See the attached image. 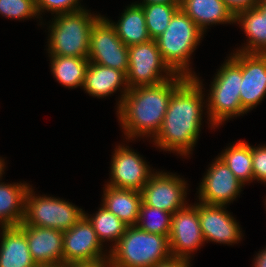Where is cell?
<instances>
[{"instance_id": "cell-6", "label": "cell", "mask_w": 266, "mask_h": 267, "mask_svg": "<svg viewBox=\"0 0 266 267\" xmlns=\"http://www.w3.org/2000/svg\"><path fill=\"white\" fill-rule=\"evenodd\" d=\"M241 83V67L230 57L217 72L211 84L210 97L207 101L211 126H217L232 116L246 112L240 102Z\"/></svg>"}, {"instance_id": "cell-18", "label": "cell", "mask_w": 266, "mask_h": 267, "mask_svg": "<svg viewBox=\"0 0 266 267\" xmlns=\"http://www.w3.org/2000/svg\"><path fill=\"white\" fill-rule=\"evenodd\" d=\"M121 85L126 87H124L125 90L122 92L123 94L121 95L118 108L129 91L126 74L117 69L89 62L82 86L89 95L104 98V96L114 93Z\"/></svg>"}, {"instance_id": "cell-35", "label": "cell", "mask_w": 266, "mask_h": 267, "mask_svg": "<svg viewBox=\"0 0 266 267\" xmlns=\"http://www.w3.org/2000/svg\"><path fill=\"white\" fill-rule=\"evenodd\" d=\"M189 264V259L171 256L169 259L157 263L154 267H190Z\"/></svg>"}, {"instance_id": "cell-14", "label": "cell", "mask_w": 266, "mask_h": 267, "mask_svg": "<svg viewBox=\"0 0 266 267\" xmlns=\"http://www.w3.org/2000/svg\"><path fill=\"white\" fill-rule=\"evenodd\" d=\"M215 160L202 180L199 199L204 204L226 206L237 197L244 184L222 159Z\"/></svg>"}, {"instance_id": "cell-29", "label": "cell", "mask_w": 266, "mask_h": 267, "mask_svg": "<svg viewBox=\"0 0 266 267\" xmlns=\"http://www.w3.org/2000/svg\"><path fill=\"white\" fill-rule=\"evenodd\" d=\"M153 215L156 218L146 220L147 217ZM172 214L155 207H150L141 202L139 217L136 226L141 230L149 233L167 236L169 238L171 228ZM148 221V222H147Z\"/></svg>"}, {"instance_id": "cell-26", "label": "cell", "mask_w": 266, "mask_h": 267, "mask_svg": "<svg viewBox=\"0 0 266 267\" xmlns=\"http://www.w3.org/2000/svg\"><path fill=\"white\" fill-rule=\"evenodd\" d=\"M219 158L226 163L235 177L243 184L254 180L252 147L246 142L240 141L232 147H228Z\"/></svg>"}, {"instance_id": "cell-34", "label": "cell", "mask_w": 266, "mask_h": 267, "mask_svg": "<svg viewBox=\"0 0 266 267\" xmlns=\"http://www.w3.org/2000/svg\"><path fill=\"white\" fill-rule=\"evenodd\" d=\"M62 267H112V265L109 258H107V260L104 258L100 260L69 263Z\"/></svg>"}, {"instance_id": "cell-25", "label": "cell", "mask_w": 266, "mask_h": 267, "mask_svg": "<svg viewBox=\"0 0 266 267\" xmlns=\"http://www.w3.org/2000/svg\"><path fill=\"white\" fill-rule=\"evenodd\" d=\"M51 71L62 85L75 88L83 86L88 58L51 56Z\"/></svg>"}, {"instance_id": "cell-8", "label": "cell", "mask_w": 266, "mask_h": 267, "mask_svg": "<svg viewBox=\"0 0 266 267\" xmlns=\"http://www.w3.org/2000/svg\"><path fill=\"white\" fill-rule=\"evenodd\" d=\"M128 57L126 80L129 89L159 84L175 75L163 61L156 40L128 46ZM162 70L166 72L165 76L160 73Z\"/></svg>"}, {"instance_id": "cell-13", "label": "cell", "mask_w": 266, "mask_h": 267, "mask_svg": "<svg viewBox=\"0 0 266 267\" xmlns=\"http://www.w3.org/2000/svg\"><path fill=\"white\" fill-rule=\"evenodd\" d=\"M101 246L92 224L84 216L69 230L63 231V265L109 258L104 257Z\"/></svg>"}, {"instance_id": "cell-10", "label": "cell", "mask_w": 266, "mask_h": 267, "mask_svg": "<svg viewBox=\"0 0 266 267\" xmlns=\"http://www.w3.org/2000/svg\"><path fill=\"white\" fill-rule=\"evenodd\" d=\"M231 58L241 67L240 102L247 112L266 94V54L236 52Z\"/></svg>"}, {"instance_id": "cell-21", "label": "cell", "mask_w": 266, "mask_h": 267, "mask_svg": "<svg viewBox=\"0 0 266 267\" xmlns=\"http://www.w3.org/2000/svg\"><path fill=\"white\" fill-rule=\"evenodd\" d=\"M103 205L111 213L122 220L127 226H135L138 221L141 191L132 189H118L106 185Z\"/></svg>"}, {"instance_id": "cell-20", "label": "cell", "mask_w": 266, "mask_h": 267, "mask_svg": "<svg viewBox=\"0 0 266 267\" xmlns=\"http://www.w3.org/2000/svg\"><path fill=\"white\" fill-rule=\"evenodd\" d=\"M180 9L204 32L207 25L234 22L223 0H181Z\"/></svg>"}, {"instance_id": "cell-38", "label": "cell", "mask_w": 266, "mask_h": 267, "mask_svg": "<svg viewBox=\"0 0 266 267\" xmlns=\"http://www.w3.org/2000/svg\"><path fill=\"white\" fill-rule=\"evenodd\" d=\"M262 14H266V4L262 1L259 0L257 5L255 6Z\"/></svg>"}, {"instance_id": "cell-33", "label": "cell", "mask_w": 266, "mask_h": 267, "mask_svg": "<svg viewBox=\"0 0 266 267\" xmlns=\"http://www.w3.org/2000/svg\"><path fill=\"white\" fill-rule=\"evenodd\" d=\"M228 9L235 16L241 11L255 7L259 0H223Z\"/></svg>"}, {"instance_id": "cell-3", "label": "cell", "mask_w": 266, "mask_h": 267, "mask_svg": "<svg viewBox=\"0 0 266 267\" xmlns=\"http://www.w3.org/2000/svg\"><path fill=\"white\" fill-rule=\"evenodd\" d=\"M112 267H154L171 257L169 238L127 226L120 240L109 251Z\"/></svg>"}, {"instance_id": "cell-2", "label": "cell", "mask_w": 266, "mask_h": 267, "mask_svg": "<svg viewBox=\"0 0 266 267\" xmlns=\"http://www.w3.org/2000/svg\"><path fill=\"white\" fill-rule=\"evenodd\" d=\"M188 77L175 74L159 84L139 86L126 93L117 110L128 139L159 132L172 93Z\"/></svg>"}, {"instance_id": "cell-15", "label": "cell", "mask_w": 266, "mask_h": 267, "mask_svg": "<svg viewBox=\"0 0 266 267\" xmlns=\"http://www.w3.org/2000/svg\"><path fill=\"white\" fill-rule=\"evenodd\" d=\"M128 147L119 145L111 164L110 187L141 191L152 173L150 167L139 154Z\"/></svg>"}, {"instance_id": "cell-27", "label": "cell", "mask_w": 266, "mask_h": 267, "mask_svg": "<svg viewBox=\"0 0 266 267\" xmlns=\"http://www.w3.org/2000/svg\"><path fill=\"white\" fill-rule=\"evenodd\" d=\"M85 217L92 224L98 239L104 242L106 239L115 241L116 244L126 231L127 225L117 216L111 213L106 207H101L98 213L89 218Z\"/></svg>"}, {"instance_id": "cell-12", "label": "cell", "mask_w": 266, "mask_h": 267, "mask_svg": "<svg viewBox=\"0 0 266 267\" xmlns=\"http://www.w3.org/2000/svg\"><path fill=\"white\" fill-rule=\"evenodd\" d=\"M204 238L201 232L197 204L190 205L172 214L169 246L172 257L190 259V252L195 251Z\"/></svg>"}, {"instance_id": "cell-30", "label": "cell", "mask_w": 266, "mask_h": 267, "mask_svg": "<svg viewBox=\"0 0 266 267\" xmlns=\"http://www.w3.org/2000/svg\"><path fill=\"white\" fill-rule=\"evenodd\" d=\"M0 13L12 19L36 17V0H0Z\"/></svg>"}, {"instance_id": "cell-16", "label": "cell", "mask_w": 266, "mask_h": 267, "mask_svg": "<svg viewBox=\"0 0 266 267\" xmlns=\"http://www.w3.org/2000/svg\"><path fill=\"white\" fill-rule=\"evenodd\" d=\"M25 233L30 255L36 264L63 266V231L20 224Z\"/></svg>"}, {"instance_id": "cell-31", "label": "cell", "mask_w": 266, "mask_h": 267, "mask_svg": "<svg viewBox=\"0 0 266 267\" xmlns=\"http://www.w3.org/2000/svg\"><path fill=\"white\" fill-rule=\"evenodd\" d=\"M78 5V0H36L38 14L44 9L55 12L56 15L82 10Z\"/></svg>"}, {"instance_id": "cell-5", "label": "cell", "mask_w": 266, "mask_h": 267, "mask_svg": "<svg viewBox=\"0 0 266 267\" xmlns=\"http://www.w3.org/2000/svg\"><path fill=\"white\" fill-rule=\"evenodd\" d=\"M100 17L92 16L85 9L58 14L50 25L51 56L88 58L92 26Z\"/></svg>"}, {"instance_id": "cell-36", "label": "cell", "mask_w": 266, "mask_h": 267, "mask_svg": "<svg viewBox=\"0 0 266 267\" xmlns=\"http://www.w3.org/2000/svg\"><path fill=\"white\" fill-rule=\"evenodd\" d=\"M144 2L138 5H152V4H181V0H143Z\"/></svg>"}, {"instance_id": "cell-22", "label": "cell", "mask_w": 266, "mask_h": 267, "mask_svg": "<svg viewBox=\"0 0 266 267\" xmlns=\"http://www.w3.org/2000/svg\"><path fill=\"white\" fill-rule=\"evenodd\" d=\"M0 183V224L2 227L18 226L25 214V198L29 185Z\"/></svg>"}, {"instance_id": "cell-19", "label": "cell", "mask_w": 266, "mask_h": 267, "mask_svg": "<svg viewBox=\"0 0 266 267\" xmlns=\"http://www.w3.org/2000/svg\"><path fill=\"white\" fill-rule=\"evenodd\" d=\"M1 229L0 267H34L25 233L18 226Z\"/></svg>"}, {"instance_id": "cell-37", "label": "cell", "mask_w": 266, "mask_h": 267, "mask_svg": "<svg viewBox=\"0 0 266 267\" xmlns=\"http://www.w3.org/2000/svg\"><path fill=\"white\" fill-rule=\"evenodd\" d=\"M254 261L255 267H266V248L257 254Z\"/></svg>"}, {"instance_id": "cell-9", "label": "cell", "mask_w": 266, "mask_h": 267, "mask_svg": "<svg viewBox=\"0 0 266 267\" xmlns=\"http://www.w3.org/2000/svg\"><path fill=\"white\" fill-rule=\"evenodd\" d=\"M111 21L100 17L92 26L89 44V62L120 70L129 68L128 46L117 36Z\"/></svg>"}, {"instance_id": "cell-17", "label": "cell", "mask_w": 266, "mask_h": 267, "mask_svg": "<svg viewBox=\"0 0 266 267\" xmlns=\"http://www.w3.org/2000/svg\"><path fill=\"white\" fill-rule=\"evenodd\" d=\"M197 211L204 241L232 245L241 239L239 225L224 206L199 203Z\"/></svg>"}, {"instance_id": "cell-11", "label": "cell", "mask_w": 266, "mask_h": 267, "mask_svg": "<svg viewBox=\"0 0 266 267\" xmlns=\"http://www.w3.org/2000/svg\"><path fill=\"white\" fill-rule=\"evenodd\" d=\"M186 183L178 176L154 173L141 190L142 202L174 214L185 208Z\"/></svg>"}, {"instance_id": "cell-28", "label": "cell", "mask_w": 266, "mask_h": 267, "mask_svg": "<svg viewBox=\"0 0 266 267\" xmlns=\"http://www.w3.org/2000/svg\"><path fill=\"white\" fill-rule=\"evenodd\" d=\"M142 6L147 31L152 40L159 37L168 27L180 4H152Z\"/></svg>"}, {"instance_id": "cell-7", "label": "cell", "mask_w": 266, "mask_h": 267, "mask_svg": "<svg viewBox=\"0 0 266 267\" xmlns=\"http://www.w3.org/2000/svg\"><path fill=\"white\" fill-rule=\"evenodd\" d=\"M30 189L26 194L25 214L21 224L66 231L85 216L82 209L65 200L33 196V190Z\"/></svg>"}, {"instance_id": "cell-4", "label": "cell", "mask_w": 266, "mask_h": 267, "mask_svg": "<svg viewBox=\"0 0 266 267\" xmlns=\"http://www.w3.org/2000/svg\"><path fill=\"white\" fill-rule=\"evenodd\" d=\"M203 34L194 21L179 8L167 29L155 39L163 61L175 74L194 76L189 71L188 62Z\"/></svg>"}, {"instance_id": "cell-24", "label": "cell", "mask_w": 266, "mask_h": 267, "mask_svg": "<svg viewBox=\"0 0 266 267\" xmlns=\"http://www.w3.org/2000/svg\"><path fill=\"white\" fill-rule=\"evenodd\" d=\"M234 21L241 23L249 38L247 47L237 51L266 54V14H262L256 7H252L237 13Z\"/></svg>"}, {"instance_id": "cell-40", "label": "cell", "mask_w": 266, "mask_h": 267, "mask_svg": "<svg viewBox=\"0 0 266 267\" xmlns=\"http://www.w3.org/2000/svg\"><path fill=\"white\" fill-rule=\"evenodd\" d=\"M4 160L0 159V177H2V172H4Z\"/></svg>"}, {"instance_id": "cell-32", "label": "cell", "mask_w": 266, "mask_h": 267, "mask_svg": "<svg viewBox=\"0 0 266 267\" xmlns=\"http://www.w3.org/2000/svg\"><path fill=\"white\" fill-rule=\"evenodd\" d=\"M252 168L254 180L266 183V146L252 147Z\"/></svg>"}, {"instance_id": "cell-23", "label": "cell", "mask_w": 266, "mask_h": 267, "mask_svg": "<svg viewBox=\"0 0 266 267\" xmlns=\"http://www.w3.org/2000/svg\"><path fill=\"white\" fill-rule=\"evenodd\" d=\"M117 24L111 22L117 36L126 46L145 43L151 40L145 23L142 6L131 4L125 9Z\"/></svg>"}, {"instance_id": "cell-39", "label": "cell", "mask_w": 266, "mask_h": 267, "mask_svg": "<svg viewBox=\"0 0 266 267\" xmlns=\"http://www.w3.org/2000/svg\"><path fill=\"white\" fill-rule=\"evenodd\" d=\"M34 267H62V266L49 265V264H36Z\"/></svg>"}, {"instance_id": "cell-1", "label": "cell", "mask_w": 266, "mask_h": 267, "mask_svg": "<svg viewBox=\"0 0 266 267\" xmlns=\"http://www.w3.org/2000/svg\"><path fill=\"white\" fill-rule=\"evenodd\" d=\"M196 75L188 77L170 97L155 144L167 151L187 155L198 140L202 120V87Z\"/></svg>"}]
</instances>
